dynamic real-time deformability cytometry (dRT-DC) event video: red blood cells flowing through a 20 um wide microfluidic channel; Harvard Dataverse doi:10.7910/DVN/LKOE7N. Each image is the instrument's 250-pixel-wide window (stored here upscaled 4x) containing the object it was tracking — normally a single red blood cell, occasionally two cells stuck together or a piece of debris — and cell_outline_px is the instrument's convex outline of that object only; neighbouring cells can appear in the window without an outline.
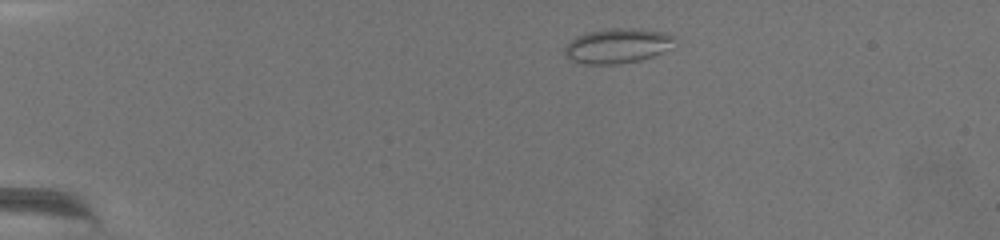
{"species": "common noctule bat (a hibernating species)", "species_latin": "Nyctalus noctula", "temperature_condition": "warm", "stored_images_in_passage": 58, "camera_frame_rate_fps": 3000, "um_per_image_px": 0.085, "animal": {"sex": "female", "body_mass_g": 19.5, "forearm_length_mm": 54.1}, "frame": {"image": 1, "passage_image": 1, "time_ms": 0.0, "image_size_px": [1000, 240], "cell_outline_px": [[676, 36], [672, 48], [652, 56], [640, 60], [620, 64], [580, 64], [572, 60], [564, 52], [564, 48], [576, 36], [588, 32], [612, 28], [632, 28], [668, 32]], "centroid_in_image_um": [52.53, 3.89], "position_along_channel_um": 32.5, "area_um2": 22.43}}
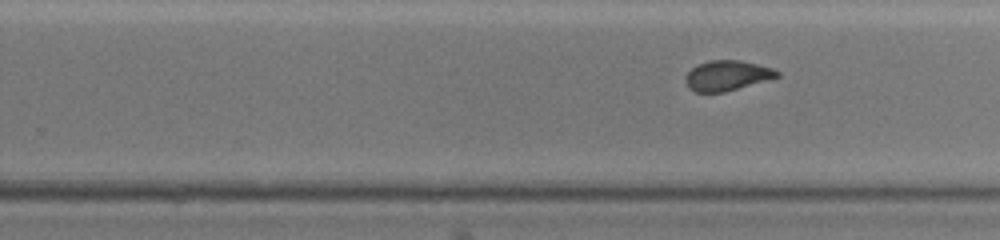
{"frame": {"image": 2, "passage_image": 33, "time_ms": 10.667, "image_size_px": [1000, 240], "cell_outline_px": [[780, 76], [724, 92], [696, 92], [688, 88], [684, 80], [688, 72], [696, 64], [708, 60], [740, 60], [772, 68], [780, 72]], "centroid_in_image_um": [61.76, 6.41], "position_along_channel_um": 268.0, "area_um2": 16.01}}
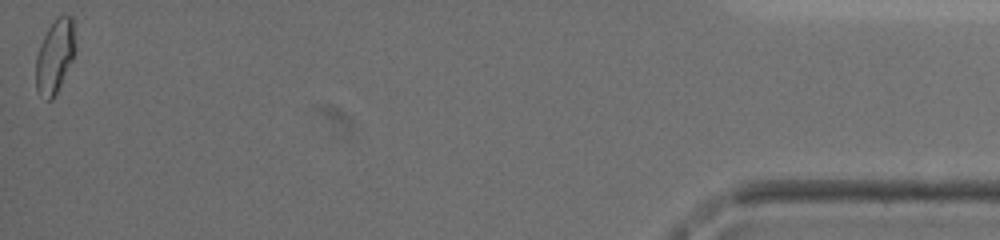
{"frame": {"image": 3, "passage_image": 58, "time_ms": 19.0, "image_size_px": [1000, 240], "cell_outline_px": [[76, 52], [52, 100], [48, 100], [40, 96], [36, 88], [36, 56], [40, 44], [48, 28], [56, 16], [72, 16]], "centroid_in_image_um": [4.66, 4.77], "position_along_channel_um": 430.5, "area_um2": 16.76}}